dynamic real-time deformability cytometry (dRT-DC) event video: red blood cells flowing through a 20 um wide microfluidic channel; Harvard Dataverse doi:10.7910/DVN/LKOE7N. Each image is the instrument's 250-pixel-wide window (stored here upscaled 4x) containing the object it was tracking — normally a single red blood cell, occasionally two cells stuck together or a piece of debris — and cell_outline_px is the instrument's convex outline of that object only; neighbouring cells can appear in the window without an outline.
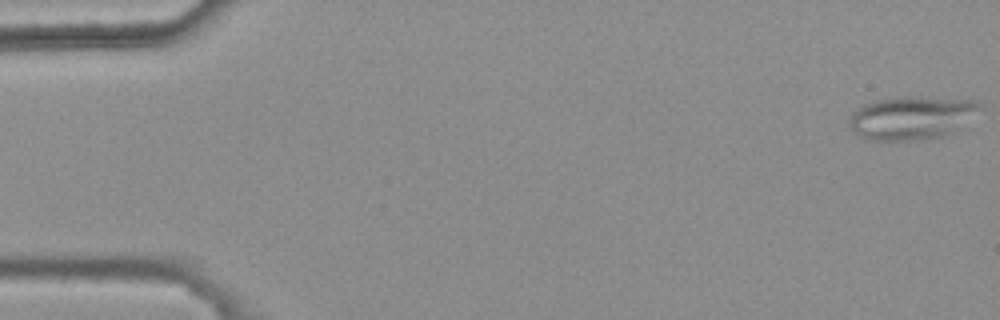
{"species": "common noctule bat (a hibernating species)", "species_latin": "Nyctalus noctula", "temperature_condition": "warm", "stored_images_in_passage": 48, "camera_frame_rate_fps": 3000, "um_per_image_px": 0.085, "animal": {"sex": "female", "body_mass_g": 25.1}, "frame": {"image": 1, "passage_image": 1, "time_ms": 0.0, "image_size_px": [1000, 320], "cell_outline_px": [[984, 104], [952, 132], [944, 136], [928, 140], [868, 140], [852, 132], [848, 124], [848, 116], [856, 108], [864, 104], [876, 100], [900, 96], [912, 96], [980, 100]], "centroid_in_image_um": [77.42, 10.0], "position_along_channel_um": 7.6, "area_um2": 33.23}}
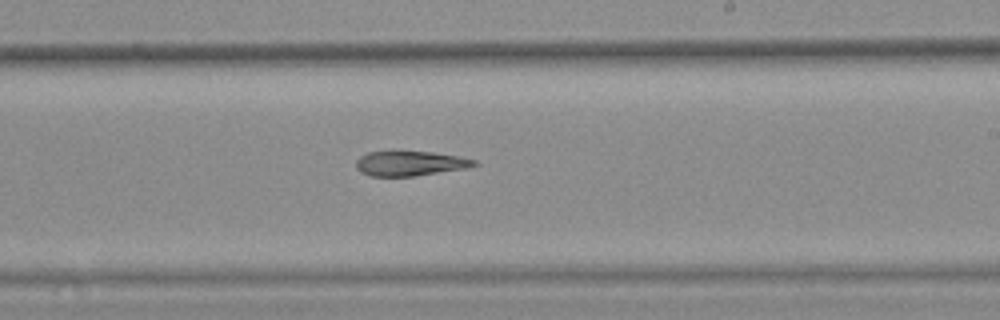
{"frame": {"image": 2, "passage_image": 32, "time_ms": 10.333, "image_size_px": [1000, 320], "cell_outline_px": [[480, 164], [468, 168], [416, 176], [372, 176], [360, 172], [356, 168], [356, 160], [360, 156], [368, 152], [432, 152], [460, 156], [476, 160]], "centroid_in_image_um": [34.9, 13.9], "position_along_channel_um": 254.1, "area_um2": 17.11}}
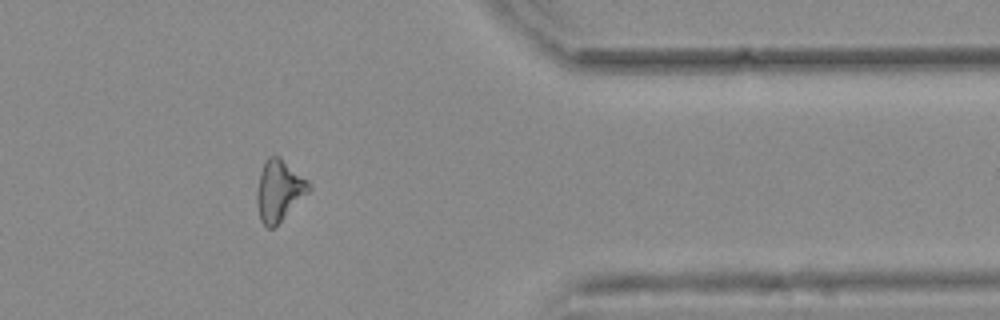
{"frame": {"image": 3, "passage_image": 44, "time_ms": 14.333, "image_size_px": [1000, 320], "cell_outline_px": [[312, 188], [272, 228], [268, 228], [260, 220], [256, 204], [256, 192], [260, 172], [268, 156], [280, 156], [308, 180], [312, 184]], "centroid_in_image_um": [23.71, 16.16], "position_along_channel_um": 387.7, "area_um2": 18.26}}